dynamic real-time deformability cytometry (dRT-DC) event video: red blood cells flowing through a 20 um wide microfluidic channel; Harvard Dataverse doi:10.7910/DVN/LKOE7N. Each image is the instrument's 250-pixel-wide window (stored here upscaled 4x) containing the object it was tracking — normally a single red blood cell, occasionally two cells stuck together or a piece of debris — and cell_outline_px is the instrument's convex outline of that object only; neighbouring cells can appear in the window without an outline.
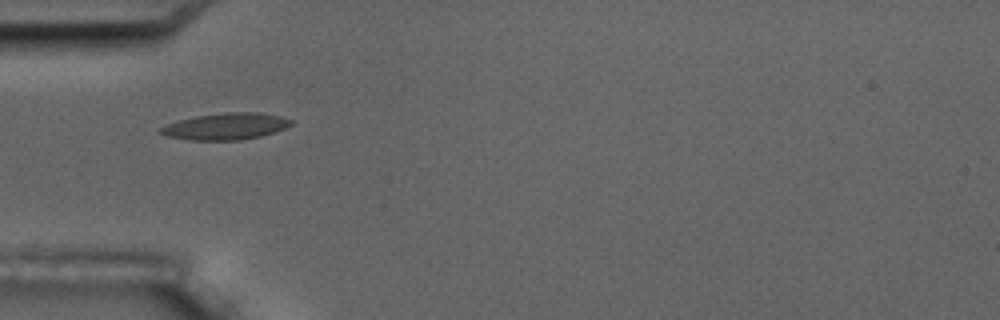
{"species": "common noctule bat (a hibernating species)", "species_latin": "Nyctalus noctula", "temperature_condition": "room temperature", "stored_images_in_passage": 2, "camera_frame_rate_fps": 3000, "um_per_image_px": 0.085, "animal": {"sex": "male", "body_mass_g": 17.5, "forearm_length_mm": 52.3}, "frame": {"image": 1, "passage_image": 1, "time_ms": 0.0, "image_size_px": [1000, 320], "cell_outline_px": [[292, 124], [284, 128], [260, 136], [240, 140], [192, 140], [168, 136], [156, 132], [156, 128], [176, 120], [196, 116], [224, 112], [260, 112], [280, 116], [292, 120]], "centroid_in_image_um": [19.11, 10.73], "position_along_channel_um": 65.9, "area_um2": 20.35}}